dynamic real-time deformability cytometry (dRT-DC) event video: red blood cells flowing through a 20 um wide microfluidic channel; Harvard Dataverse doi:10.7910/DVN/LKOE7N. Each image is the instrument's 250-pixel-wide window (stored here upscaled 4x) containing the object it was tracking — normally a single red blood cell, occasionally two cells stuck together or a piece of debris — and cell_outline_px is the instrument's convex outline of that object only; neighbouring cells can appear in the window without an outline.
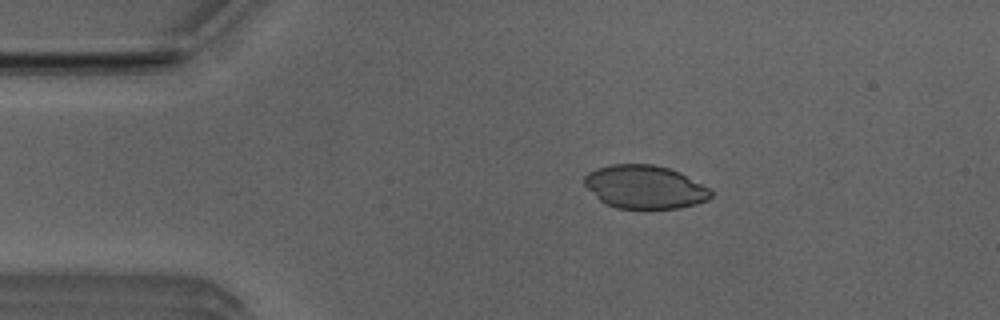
{"species": "Egyptian fruit bat (a non-hibernating species)", "species_latin": "Rousettus aegyptiacus", "temperature_condition": "room temperature", "stored_images_in_passage": 4, "camera_frame_rate_fps": 3000, "um_per_image_px": 0.085, "animal": {"sex": "male"}, "frame": {"image": 1, "passage_image": 2, "time_ms": 0.333, "image_size_px": [1000, 320], "cell_outline_px": [[712, 196], [708, 200], [696, 204], [680, 208], [616, 208], [604, 204], [584, 184], [584, 176], [588, 172], [596, 168], [612, 164], [652, 164], [668, 168], [680, 172], [708, 188], [712, 192]], "centroid_in_image_um": [54.79, 15.89], "position_along_channel_um": 30.2, "area_um2": 31.85}}